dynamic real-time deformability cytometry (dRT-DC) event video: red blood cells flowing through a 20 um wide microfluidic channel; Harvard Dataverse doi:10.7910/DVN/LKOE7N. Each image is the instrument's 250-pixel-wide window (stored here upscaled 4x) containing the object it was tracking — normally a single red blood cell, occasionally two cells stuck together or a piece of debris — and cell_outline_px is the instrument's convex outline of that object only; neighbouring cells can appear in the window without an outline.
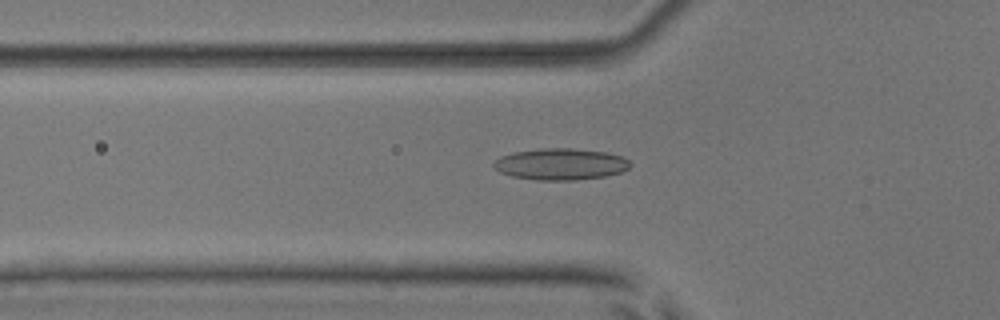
{"species": "common noctule bat (a hibernating species)", "species_latin": "Nyctalus noctula", "temperature_condition": "room temperature", "stored_images_in_passage": 54, "camera_frame_rate_fps": 3000, "um_per_image_px": 0.085, "animal": {"sex": "male", "body_mass_g": 17.9, "forearm_length_mm": 54.2}, "frame": {"image": 1, "passage_image": 19, "time_ms": 6.0, "image_size_px": [1000, 320], "cell_outline_px": [[632, 164], [628, 168], [620, 172], [604, 176], [576, 180], [540, 180], [512, 176], [500, 172], [492, 164], [500, 156], [512, 152], [540, 148], [572, 148], [608, 152], [620, 156], [628, 160]], "centroid_in_image_um": [47.65, 13.94], "position_along_channel_um": 78.2, "area_um2": 25.03}}
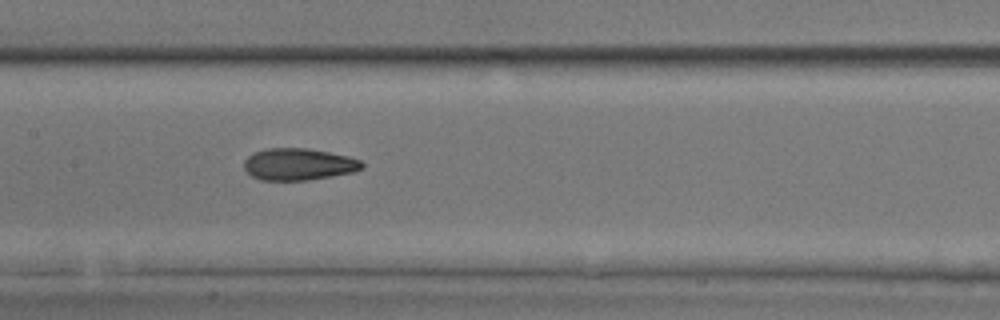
{"frame": {"image": 2, "passage_image": 27, "time_ms": 8.667, "image_size_px": [1000, 320], "cell_outline_px": [[364, 168], [352, 172], [332, 176], [308, 180], [260, 180], [252, 176], [244, 168], [244, 160], [248, 156], [256, 152], [268, 148], [308, 148], [348, 156], [360, 160], [364, 164]], "centroid_in_image_um": [25.39, 13.96], "position_along_channel_um": 182.0, "area_um2": 21.85}}
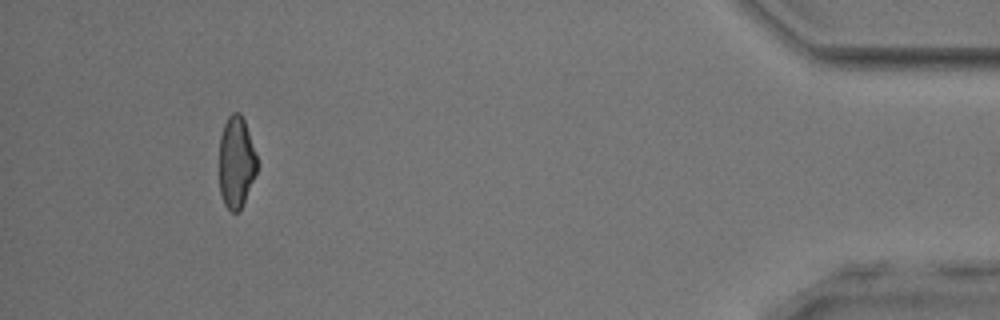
{"frame": {"image": 3, "passage_image": 50, "time_ms": 16.333, "image_size_px": [1000, 320], "cell_outline_px": [[256, 172], [240, 212], [232, 212], [224, 204], [220, 192], [220, 136], [224, 124], [228, 116], [232, 112], [240, 112], [244, 120], [256, 156]], "centroid_in_image_um": [20.06, 13.79], "position_along_channel_um": 415.1, "area_um2": 19.88}, "authors_computed_cell_mechanics": {"area_um2": 22.1952, "velocity_mm_per_s": 3.8846, "shape_relaxation_time_tau1_ms": null, "shape_relaxation_time_tau2_ms": 1.9518, "deformation_change_tau1": null, "deformation_change_tau2": 0.091}}